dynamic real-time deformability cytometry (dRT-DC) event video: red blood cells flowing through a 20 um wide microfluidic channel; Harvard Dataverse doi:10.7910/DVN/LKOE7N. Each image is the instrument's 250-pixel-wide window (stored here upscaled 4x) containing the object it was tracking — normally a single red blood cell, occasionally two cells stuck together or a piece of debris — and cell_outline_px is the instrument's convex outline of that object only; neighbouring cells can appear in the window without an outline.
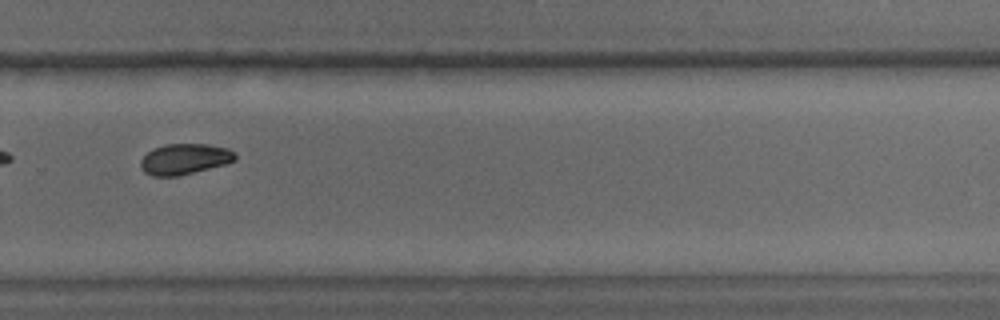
{"species": "common noctule bat (a hibernating species)", "species_latin": "Nyctalus noctula", "temperature_condition": "warm", "stored_images_in_passage": 16, "camera_frame_rate_fps": 3000, "um_per_image_px": 0.085, "animal": {"sex": "male", "body_mass_g": 15.6}, "frame": {"image": 1, "passage_image": 12, "time_ms": 14.0, "image_size_px": [1000, 320], "cell_outline_px": [[236, 160], [224, 164], [176, 176], [152, 176], [144, 172], [140, 168], [140, 160], [152, 148], [168, 144], [208, 144], [228, 148], [236, 152]], "centroid_in_image_um": [15.67, 13.51], "position_along_channel_um": 314.1, "area_um2": 16.88}}